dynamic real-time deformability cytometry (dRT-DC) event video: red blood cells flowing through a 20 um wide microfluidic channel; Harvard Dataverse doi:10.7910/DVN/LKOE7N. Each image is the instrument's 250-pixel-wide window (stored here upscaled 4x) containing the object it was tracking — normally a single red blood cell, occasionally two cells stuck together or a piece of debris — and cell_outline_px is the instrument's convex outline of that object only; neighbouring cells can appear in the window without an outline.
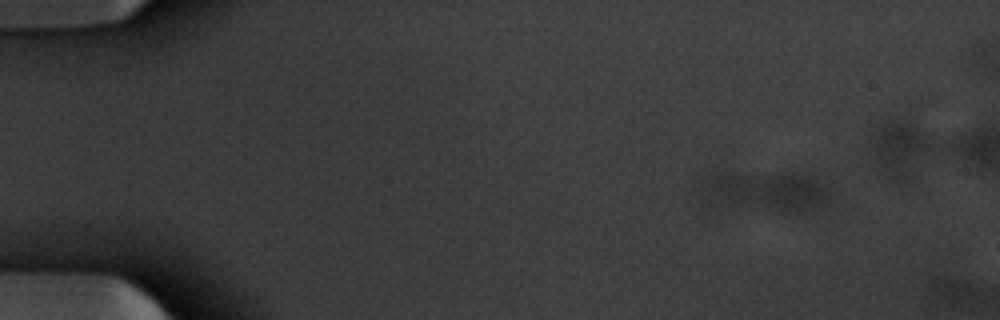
{"species": "common noctule bat (a hibernating species)", "species_latin": "Nyctalus noctula", "temperature_condition": "warm", "stored_images_in_passage": 12, "camera_frame_rate_fps": 3000, "um_per_image_px": 0.085, "animal": {"sex": "male", "body_mass_g": 20.1, "forearm_length_mm": 53.5}, "frame": {"image": 1, "passage_image": 6, "time_ms": 1.667, "image_size_px": [1000, 320], "cell_outline_px": [[832, 196], [820, 204], [812, 208], [792, 212], [712, 208], [704, 204], [700, 200], [696, 188], [700, 176], [704, 172], [792, 172], [808, 176], [816, 180]], "centroid_in_image_um": [64.65, 16.25], "position_along_channel_um": 20.3, "area_um2": 32.54}}